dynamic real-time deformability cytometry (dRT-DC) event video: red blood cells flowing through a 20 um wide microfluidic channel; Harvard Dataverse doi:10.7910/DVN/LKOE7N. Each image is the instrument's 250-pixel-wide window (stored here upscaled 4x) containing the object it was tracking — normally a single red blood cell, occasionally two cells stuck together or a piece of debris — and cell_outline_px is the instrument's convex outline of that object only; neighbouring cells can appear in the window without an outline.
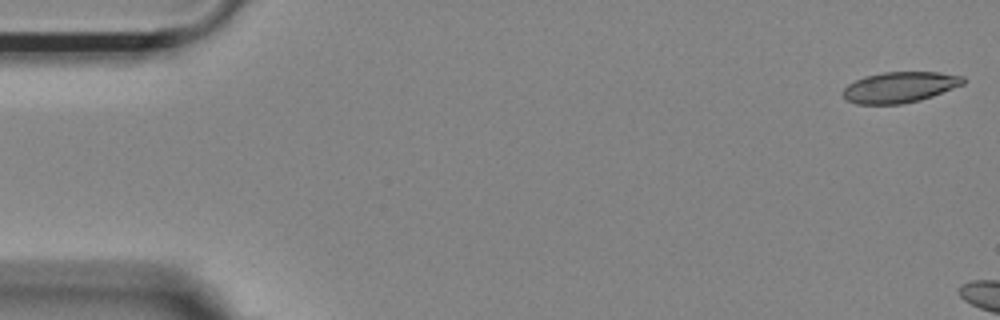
{"species": "Egyptian fruit bat (a non-hibernating species)", "species_latin": "Rousettus aegyptiacus", "temperature_condition": "room temperature", "stored_images_in_passage": 10, "camera_frame_rate_fps": 3000, "um_per_image_px": 0.085, "animal": {"sex": "female"}, "frame": {"image": 1, "passage_image": 1, "time_ms": 0.0, "image_size_px": [1000, 320], "cell_outline_px": [[964, 84], [932, 96], [920, 100], [900, 104], [856, 104], [848, 100], [840, 92], [848, 84], [864, 76], [884, 72], [940, 72], [964, 76]], "centroid_in_image_um": [76.47, 7.41], "position_along_channel_um": 8.5, "area_um2": 21.56}}